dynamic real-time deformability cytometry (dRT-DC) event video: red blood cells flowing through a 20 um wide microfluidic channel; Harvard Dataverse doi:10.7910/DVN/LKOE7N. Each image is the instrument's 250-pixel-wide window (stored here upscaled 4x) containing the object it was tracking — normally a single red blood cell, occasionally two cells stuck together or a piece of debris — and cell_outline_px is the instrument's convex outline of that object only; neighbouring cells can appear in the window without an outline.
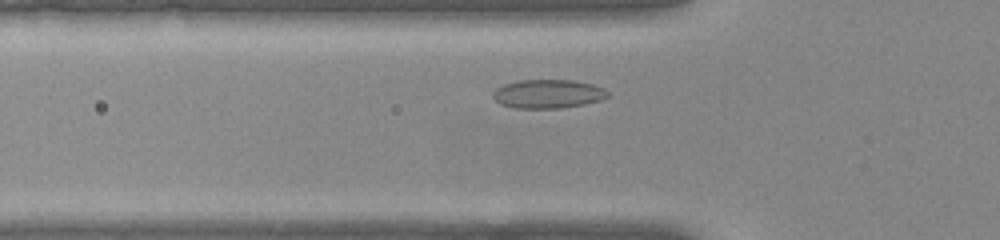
{"species": "common noctule bat (a hibernating species)", "species_latin": "Nyctalus noctula", "temperature_condition": "warm", "stored_images_in_passage": 35, "camera_frame_rate_fps": 3000, "um_per_image_px": 0.085, "animal": {"sex": "female", "body_mass_g": 22.0, "forearm_length_mm": 56.7}, "frame": {"image": 1, "passage_image": 7, "time_ms": 2.0, "image_size_px": [1000, 240], "cell_outline_px": [[612, 96], [600, 100], [584, 104], [560, 108], [516, 108], [500, 104], [492, 96], [492, 92], [496, 88], [504, 84], [516, 80], [572, 80], [592, 84], [604, 88]], "centroid_in_image_um": [46.58, 7.97], "position_along_channel_um": 79.2, "area_um2": 19.36}}
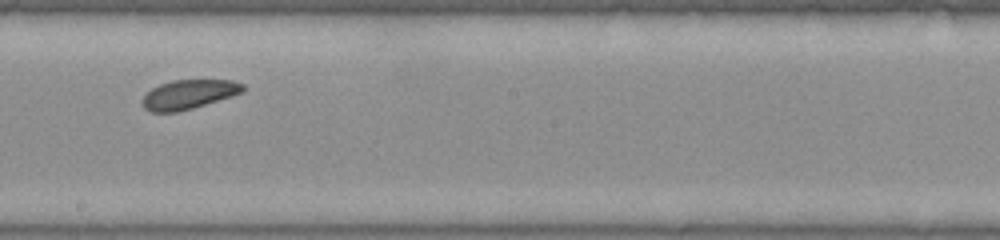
{"frame": {"image": 2, "passage_image": 19, "time_ms": 6.0, "image_size_px": [1000, 240], "cell_outline_px": [[244, 92], [232, 96], [192, 108], [176, 112], [152, 112], [144, 108], [144, 96], [152, 88], [160, 84], [172, 80], [232, 80], [244, 84]], "centroid_in_image_um": [16.08, 8.01], "position_along_channel_um": 232.1, "area_um2": 16.94}}
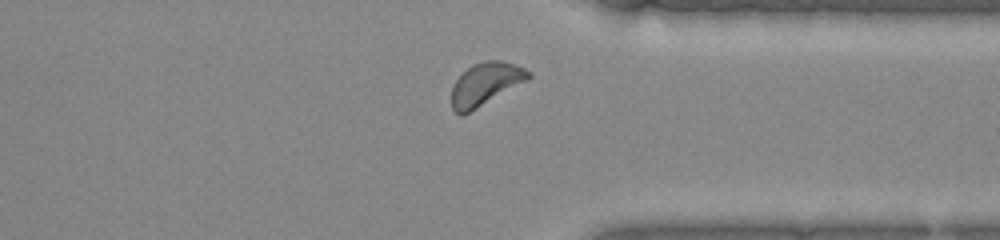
{"frame": {"image": 3, "passage_image": 30, "time_ms": 9.667, "image_size_px": [1000, 240], "cell_outline_px": [[532, 76], [528, 80], [476, 108], [460, 116], [452, 108], [452, 88], [456, 80], [472, 64], [484, 60], [500, 60], [516, 64], [532, 72]], "centroid_in_image_um": [41.3, 7.11], "position_along_channel_um": 370.1, "area_um2": 18.9}, "authors_computed_cell_mechanics": {"area_um2": 17.7446, "velocity_mm_per_s": 3.82, "shape_relaxation_time_tau1_ms": 1.7741, "shape_relaxation_time_tau2_ms": null, "deformation_change_tau1": 0.0273, "deformation_change_tau2": null}}